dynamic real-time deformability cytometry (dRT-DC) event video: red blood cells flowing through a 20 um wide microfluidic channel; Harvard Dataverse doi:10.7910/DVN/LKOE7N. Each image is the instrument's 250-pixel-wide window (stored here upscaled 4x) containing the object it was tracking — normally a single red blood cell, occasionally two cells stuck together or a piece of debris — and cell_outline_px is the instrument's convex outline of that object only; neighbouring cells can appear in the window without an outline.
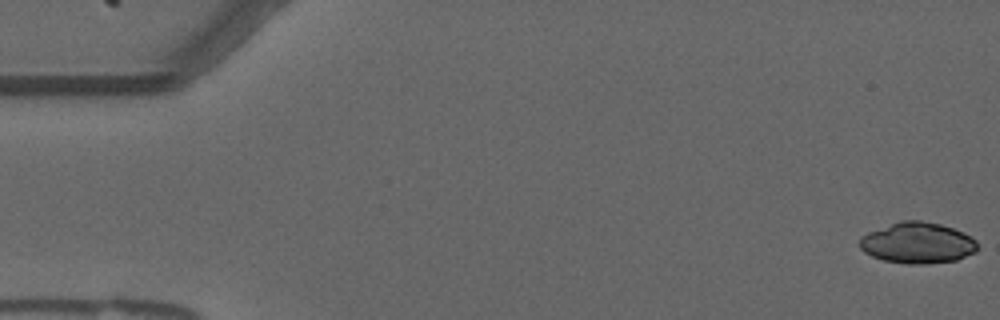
{"species": "common noctule bat (a hibernating species)", "species_latin": "Nyctalus noctula", "temperature_condition": "warm", "stored_images_in_passage": 55, "camera_frame_rate_fps": 3000, "um_per_image_px": 0.085, "animal": {"sex": "male", "forearm_length_mm": 52.5}, "frame": {"image": 1, "passage_image": 1, "time_ms": 0.0, "image_size_px": [1000, 320], "cell_outline_px": [[980, 248], [976, 252], [956, 260], [924, 264], [908, 264], [884, 260], [872, 256], [864, 252], [860, 248], [860, 236], [868, 232], [904, 220], [920, 220], [940, 224], [964, 232], [972, 236], [976, 240]], "centroid_in_image_um": [78.03, 20.65], "position_along_channel_um": 7.0, "area_um2": 28.21}}
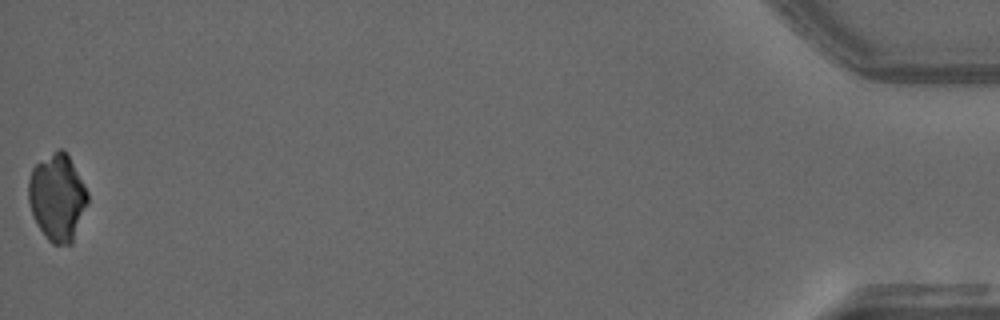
{"frame": {"image": 2, "passage_image": 55, "time_ms": 18.0, "image_size_px": [1000, 320], "cell_outline_px": [[88, 204], [72, 244], [52, 244], [48, 240], [36, 224], [28, 200], [28, 180], [32, 168], [36, 164], [60, 148], [68, 156], [84, 184], [88, 192]], "centroid_in_image_um": [4.87, 16.82], "position_along_channel_um": 430.3, "area_um2": 29.77}}